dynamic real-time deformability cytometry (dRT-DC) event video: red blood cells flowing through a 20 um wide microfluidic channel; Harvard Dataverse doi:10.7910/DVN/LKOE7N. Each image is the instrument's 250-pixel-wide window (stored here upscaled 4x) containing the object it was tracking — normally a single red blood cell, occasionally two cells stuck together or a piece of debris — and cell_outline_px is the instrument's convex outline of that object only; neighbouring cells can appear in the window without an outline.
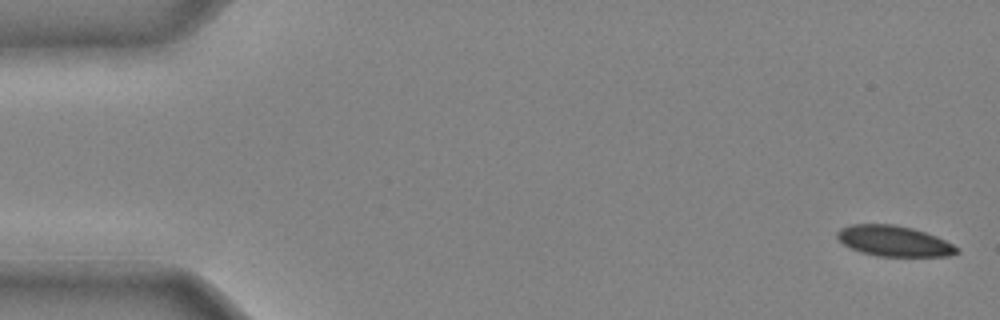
{"species": "common noctule bat (a hibernating species)", "species_latin": "Nyctalus noctula", "temperature_condition": "cold", "stored_images_in_passage": 13, "camera_frame_rate_fps": 3000, "um_per_image_px": 0.085, "animal": {"sex": "male", "body_mass_g": 20.4}, "frame": {"image": 1, "passage_image": 1, "time_ms": 0.0, "image_size_px": [1000, 320], "cell_outline_px": [[960, 252], [948, 256], [876, 256], [860, 252], [844, 244], [836, 236], [836, 232], [840, 228], [852, 224], [892, 224], [912, 228], [936, 236], [960, 248]], "centroid_in_image_um": [75.99, 20.49], "position_along_channel_um": 9.0, "area_um2": 21.27}}
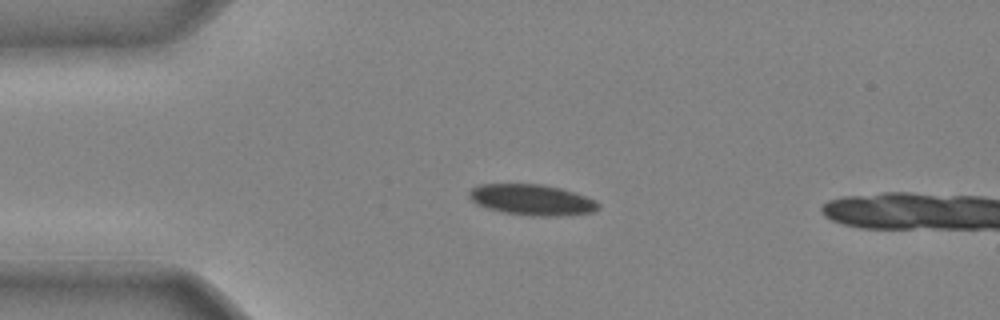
{"frame": {"image": 2, "passage_image": 10, "time_ms": 3.0, "image_size_px": [1000, 320], "cell_outline_px": [[600, 208], [592, 212], [556, 216], [532, 216], [504, 212], [488, 208], [476, 204], [468, 196], [468, 192], [472, 188], [480, 184], [544, 184], [560, 188], [596, 200], [600, 204]], "centroid_in_image_um": [45.2, 16.98], "position_along_channel_um": 39.8, "area_um2": 23.12}}